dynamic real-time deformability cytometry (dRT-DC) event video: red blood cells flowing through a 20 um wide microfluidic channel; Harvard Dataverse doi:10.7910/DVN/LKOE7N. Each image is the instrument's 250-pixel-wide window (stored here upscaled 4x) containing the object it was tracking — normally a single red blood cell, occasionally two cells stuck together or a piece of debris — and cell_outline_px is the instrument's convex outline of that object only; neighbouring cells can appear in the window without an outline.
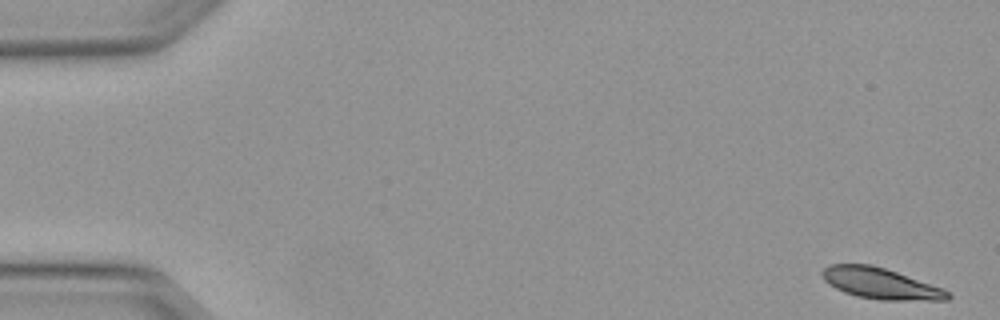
{"species": "Egyptian fruit bat (a non-hibernating species)", "species_latin": "Rousettus aegyptiacus", "temperature_condition": "warm", "stored_images_in_passage": 49, "camera_frame_rate_fps": 3000, "um_per_image_px": 0.085, "animal": {"sex": "female"}, "frame": {"image": 1, "passage_image": 1, "time_ms": 0.0, "image_size_px": [1000, 320], "cell_outline_px": [[952, 296], [948, 300], [880, 300], [856, 296], [844, 292], [828, 284], [824, 280], [820, 272], [828, 264], [872, 264], [944, 288]], "centroid_in_image_um": [74.83, 24.09], "position_along_channel_um": 10.2, "area_um2": 22.72}}
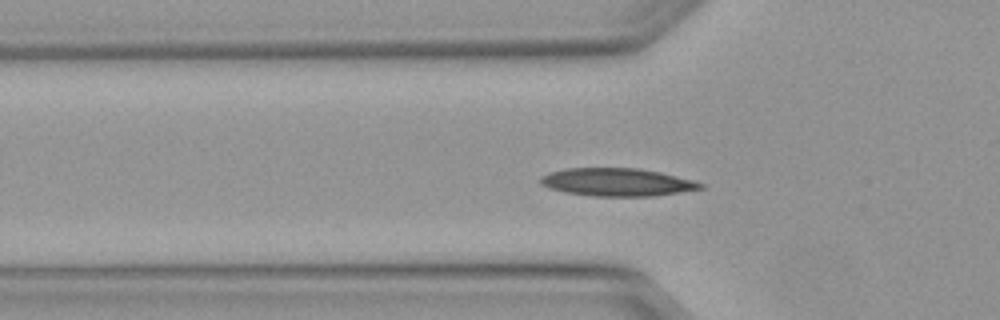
{"frame": {"image": 2, "passage_image": 16, "time_ms": 5.0, "image_size_px": [1000, 320], "cell_outline_px": [[704, 188], [652, 196], [592, 196], [564, 192], [548, 188], [540, 184], [540, 176], [548, 172], [564, 168], [636, 168], [660, 172], [692, 180], [704, 184]], "centroid_in_image_um": [52.38, 15.48], "position_along_channel_um": 73.4, "area_um2": 26.01}}
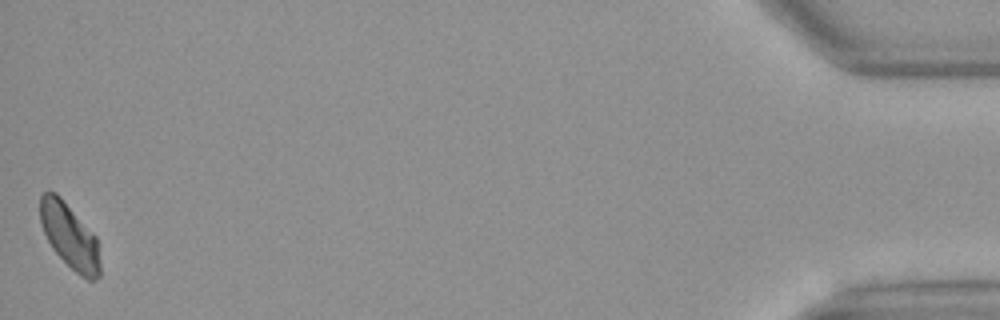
{"frame": {"image": 3, "passage_image": 49, "time_ms": 16.0, "image_size_px": [1000, 320], "cell_outline_px": [[100, 276], [96, 280], [88, 280], [80, 276], [52, 248], [40, 224], [40, 196], [44, 192], [56, 192], [60, 196], [96, 236], [100, 264]], "centroid_in_image_um": [5.92, 20.07], "position_along_channel_um": 429.3, "area_um2": 22.48}, "authors_computed_cell_mechanics": {"area_um2": 23.987, "velocity_mm_per_s": 4.0973, "shape_relaxation_time_tau1_ms": 7.6889, "shape_relaxation_time_tau2_ms": null, "deformation_change_tau1": 0.1693, "deformation_change_tau2": null}}